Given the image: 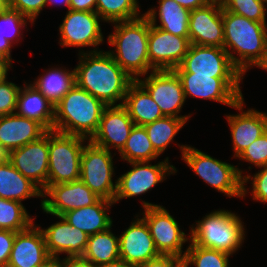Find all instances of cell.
<instances>
[{"label": "cell", "mask_w": 267, "mask_h": 267, "mask_svg": "<svg viewBox=\"0 0 267 267\" xmlns=\"http://www.w3.org/2000/svg\"><path fill=\"white\" fill-rule=\"evenodd\" d=\"M75 69L76 85L106 106L123 105L129 85L134 81L107 51H79ZM122 100V101H121ZM120 102L117 104V102Z\"/></svg>", "instance_id": "cell-1"}, {"label": "cell", "mask_w": 267, "mask_h": 267, "mask_svg": "<svg viewBox=\"0 0 267 267\" xmlns=\"http://www.w3.org/2000/svg\"><path fill=\"white\" fill-rule=\"evenodd\" d=\"M223 48L243 74L262 57L267 45V24L223 9ZM236 53V54H233ZM238 55V56H234Z\"/></svg>", "instance_id": "cell-2"}, {"label": "cell", "mask_w": 267, "mask_h": 267, "mask_svg": "<svg viewBox=\"0 0 267 267\" xmlns=\"http://www.w3.org/2000/svg\"><path fill=\"white\" fill-rule=\"evenodd\" d=\"M113 24L114 33L109 34L107 40L109 45L116 48L107 52L120 67L134 80L154 71L148 58V19L142 15L134 20Z\"/></svg>", "instance_id": "cell-3"}, {"label": "cell", "mask_w": 267, "mask_h": 267, "mask_svg": "<svg viewBox=\"0 0 267 267\" xmlns=\"http://www.w3.org/2000/svg\"><path fill=\"white\" fill-rule=\"evenodd\" d=\"M105 107L98 98L75 85L54 106L53 130L90 140Z\"/></svg>", "instance_id": "cell-4"}, {"label": "cell", "mask_w": 267, "mask_h": 267, "mask_svg": "<svg viewBox=\"0 0 267 267\" xmlns=\"http://www.w3.org/2000/svg\"><path fill=\"white\" fill-rule=\"evenodd\" d=\"M241 218L228 210H215L190 227V241L204 248L233 255L245 239Z\"/></svg>", "instance_id": "cell-5"}, {"label": "cell", "mask_w": 267, "mask_h": 267, "mask_svg": "<svg viewBox=\"0 0 267 267\" xmlns=\"http://www.w3.org/2000/svg\"><path fill=\"white\" fill-rule=\"evenodd\" d=\"M182 160L203 182L227 197L243 198V171L188 145H179Z\"/></svg>", "instance_id": "cell-6"}, {"label": "cell", "mask_w": 267, "mask_h": 267, "mask_svg": "<svg viewBox=\"0 0 267 267\" xmlns=\"http://www.w3.org/2000/svg\"><path fill=\"white\" fill-rule=\"evenodd\" d=\"M88 139L48 131L49 166L47 188L50 185L67 183L80 179V166L84 143Z\"/></svg>", "instance_id": "cell-7"}, {"label": "cell", "mask_w": 267, "mask_h": 267, "mask_svg": "<svg viewBox=\"0 0 267 267\" xmlns=\"http://www.w3.org/2000/svg\"><path fill=\"white\" fill-rule=\"evenodd\" d=\"M112 157L111 151L99 147L89 140L85 143L82 151L80 180L100 198L114 202L117 180L114 184Z\"/></svg>", "instance_id": "cell-8"}, {"label": "cell", "mask_w": 267, "mask_h": 267, "mask_svg": "<svg viewBox=\"0 0 267 267\" xmlns=\"http://www.w3.org/2000/svg\"><path fill=\"white\" fill-rule=\"evenodd\" d=\"M142 207L144 209L142 218L149 228L159 253L184 258L186 251L182 250L183 245L190 241V235L187 237L165 207L145 200L142 201Z\"/></svg>", "instance_id": "cell-9"}, {"label": "cell", "mask_w": 267, "mask_h": 267, "mask_svg": "<svg viewBox=\"0 0 267 267\" xmlns=\"http://www.w3.org/2000/svg\"><path fill=\"white\" fill-rule=\"evenodd\" d=\"M176 73H194L211 78H243L224 48L191 44Z\"/></svg>", "instance_id": "cell-10"}, {"label": "cell", "mask_w": 267, "mask_h": 267, "mask_svg": "<svg viewBox=\"0 0 267 267\" xmlns=\"http://www.w3.org/2000/svg\"><path fill=\"white\" fill-rule=\"evenodd\" d=\"M150 74V75H149ZM137 81L148 91L164 116L188 121L192 114L178 115L186 101L182 82L174 70H154Z\"/></svg>", "instance_id": "cell-11"}, {"label": "cell", "mask_w": 267, "mask_h": 267, "mask_svg": "<svg viewBox=\"0 0 267 267\" xmlns=\"http://www.w3.org/2000/svg\"><path fill=\"white\" fill-rule=\"evenodd\" d=\"M183 86L185 99H209L229 107L243 98L240 82L244 78H211V76L194 75V73H176Z\"/></svg>", "instance_id": "cell-12"}, {"label": "cell", "mask_w": 267, "mask_h": 267, "mask_svg": "<svg viewBox=\"0 0 267 267\" xmlns=\"http://www.w3.org/2000/svg\"><path fill=\"white\" fill-rule=\"evenodd\" d=\"M129 163L133 168L117 178L114 203L124 198L145 194L158 183L164 181L166 175L177 173L175 166L169 164L168 157L155 165L150 164V161Z\"/></svg>", "instance_id": "cell-13"}, {"label": "cell", "mask_w": 267, "mask_h": 267, "mask_svg": "<svg viewBox=\"0 0 267 267\" xmlns=\"http://www.w3.org/2000/svg\"><path fill=\"white\" fill-rule=\"evenodd\" d=\"M100 21L103 20L96 12L68 10L59 26L60 46H93V50L86 52H97L96 47L104 41Z\"/></svg>", "instance_id": "cell-14"}, {"label": "cell", "mask_w": 267, "mask_h": 267, "mask_svg": "<svg viewBox=\"0 0 267 267\" xmlns=\"http://www.w3.org/2000/svg\"><path fill=\"white\" fill-rule=\"evenodd\" d=\"M42 198L41 207L43 212L53 216H62L68 211L93 205L101 199L80 179L50 185L42 193Z\"/></svg>", "instance_id": "cell-15"}, {"label": "cell", "mask_w": 267, "mask_h": 267, "mask_svg": "<svg viewBox=\"0 0 267 267\" xmlns=\"http://www.w3.org/2000/svg\"><path fill=\"white\" fill-rule=\"evenodd\" d=\"M6 158L42 193L47 189L49 150L48 131L38 140L11 151Z\"/></svg>", "instance_id": "cell-16"}, {"label": "cell", "mask_w": 267, "mask_h": 267, "mask_svg": "<svg viewBox=\"0 0 267 267\" xmlns=\"http://www.w3.org/2000/svg\"><path fill=\"white\" fill-rule=\"evenodd\" d=\"M190 45L189 38L171 34L150 24L148 58L155 70H174L179 67Z\"/></svg>", "instance_id": "cell-17"}, {"label": "cell", "mask_w": 267, "mask_h": 267, "mask_svg": "<svg viewBox=\"0 0 267 267\" xmlns=\"http://www.w3.org/2000/svg\"><path fill=\"white\" fill-rule=\"evenodd\" d=\"M189 40L191 44L223 48V9L220 1L190 11Z\"/></svg>", "instance_id": "cell-18"}, {"label": "cell", "mask_w": 267, "mask_h": 267, "mask_svg": "<svg viewBox=\"0 0 267 267\" xmlns=\"http://www.w3.org/2000/svg\"><path fill=\"white\" fill-rule=\"evenodd\" d=\"M134 122L123 105L106 106L99 127L90 141L99 147L120 152L126 144Z\"/></svg>", "instance_id": "cell-19"}, {"label": "cell", "mask_w": 267, "mask_h": 267, "mask_svg": "<svg viewBox=\"0 0 267 267\" xmlns=\"http://www.w3.org/2000/svg\"><path fill=\"white\" fill-rule=\"evenodd\" d=\"M119 236L120 259L128 264L140 266L161 254L157 250L149 228L138 215Z\"/></svg>", "instance_id": "cell-20"}, {"label": "cell", "mask_w": 267, "mask_h": 267, "mask_svg": "<svg viewBox=\"0 0 267 267\" xmlns=\"http://www.w3.org/2000/svg\"><path fill=\"white\" fill-rule=\"evenodd\" d=\"M239 114L226 115L231 131L234 157H238L248 146L267 131V113L248 109L243 111L244 98L234 106Z\"/></svg>", "instance_id": "cell-21"}, {"label": "cell", "mask_w": 267, "mask_h": 267, "mask_svg": "<svg viewBox=\"0 0 267 267\" xmlns=\"http://www.w3.org/2000/svg\"><path fill=\"white\" fill-rule=\"evenodd\" d=\"M46 132L39 122L17 113L0 116V156L38 140Z\"/></svg>", "instance_id": "cell-22"}, {"label": "cell", "mask_w": 267, "mask_h": 267, "mask_svg": "<svg viewBox=\"0 0 267 267\" xmlns=\"http://www.w3.org/2000/svg\"><path fill=\"white\" fill-rule=\"evenodd\" d=\"M49 257L41 227L33 222L16 232L7 267H36Z\"/></svg>", "instance_id": "cell-23"}, {"label": "cell", "mask_w": 267, "mask_h": 267, "mask_svg": "<svg viewBox=\"0 0 267 267\" xmlns=\"http://www.w3.org/2000/svg\"><path fill=\"white\" fill-rule=\"evenodd\" d=\"M60 222H56L46 229L41 228L46 248L50 256L59 257L65 253L67 256H82L89 235L71 226L62 216H57Z\"/></svg>", "instance_id": "cell-24"}, {"label": "cell", "mask_w": 267, "mask_h": 267, "mask_svg": "<svg viewBox=\"0 0 267 267\" xmlns=\"http://www.w3.org/2000/svg\"><path fill=\"white\" fill-rule=\"evenodd\" d=\"M114 202L101 198L97 203L68 211L62 217L73 227H77L87 235H94L112 227L113 221L108 215Z\"/></svg>", "instance_id": "cell-25"}, {"label": "cell", "mask_w": 267, "mask_h": 267, "mask_svg": "<svg viewBox=\"0 0 267 267\" xmlns=\"http://www.w3.org/2000/svg\"><path fill=\"white\" fill-rule=\"evenodd\" d=\"M158 11L151 8L144 13L149 23L171 34L189 38L190 10L182 7L174 0H159ZM157 15L160 24L157 25Z\"/></svg>", "instance_id": "cell-26"}, {"label": "cell", "mask_w": 267, "mask_h": 267, "mask_svg": "<svg viewBox=\"0 0 267 267\" xmlns=\"http://www.w3.org/2000/svg\"><path fill=\"white\" fill-rule=\"evenodd\" d=\"M0 197L22 203L27 198H42V191L24 177L6 156H0Z\"/></svg>", "instance_id": "cell-27"}, {"label": "cell", "mask_w": 267, "mask_h": 267, "mask_svg": "<svg viewBox=\"0 0 267 267\" xmlns=\"http://www.w3.org/2000/svg\"><path fill=\"white\" fill-rule=\"evenodd\" d=\"M20 88L16 113L39 122L47 131L53 130L54 106L31 84Z\"/></svg>", "instance_id": "cell-28"}, {"label": "cell", "mask_w": 267, "mask_h": 267, "mask_svg": "<svg viewBox=\"0 0 267 267\" xmlns=\"http://www.w3.org/2000/svg\"><path fill=\"white\" fill-rule=\"evenodd\" d=\"M123 106L134 124L138 126H144L164 117L151 95L137 80L129 85Z\"/></svg>", "instance_id": "cell-29"}, {"label": "cell", "mask_w": 267, "mask_h": 267, "mask_svg": "<svg viewBox=\"0 0 267 267\" xmlns=\"http://www.w3.org/2000/svg\"><path fill=\"white\" fill-rule=\"evenodd\" d=\"M31 83L50 103L55 106L76 85L75 69L52 67Z\"/></svg>", "instance_id": "cell-30"}, {"label": "cell", "mask_w": 267, "mask_h": 267, "mask_svg": "<svg viewBox=\"0 0 267 267\" xmlns=\"http://www.w3.org/2000/svg\"><path fill=\"white\" fill-rule=\"evenodd\" d=\"M111 227L88 237L82 257L94 266L120 259L119 236L111 232Z\"/></svg>", "instance_id": "cell-31"}, {"label": "cell", "mask_w": 267, "mask_h": 267, "mask_svg": "<svg viewBox=\"0 0 267 267\" xmlns=\"http://www.w3.org/2000/svg\"><path fill=\"white\" fill-rule=\"evenodd\" d=\"M27 21L31 22L16 10L6 6L0 9V55L11 63H13L11 47L13 43L19 42V38H22L20 37V35H23L21 30L25 26L27 28Z\"/></svg>", "instance_id": "cell-32"}, {"label": "cell", "mask_w": 267, "mask_h": 267, "mask_svg": "<svg viewBox=\"0 0 267 267\" xmlns=\"http://www.w3.org/2000/svg\"><path fill=\"white\" fill-rule=\"evenodd\" d=\"M119 154L120 158L128 163L151 161L160 156L154 150L144 126L138 125H134L132 128L126 144Z\"/></svg>", "instance_id": "cell-33"}, {"label": "cell", "mask_w": 267, "mask_h": 267, "mask_svg": "<svg viewBox=\"0 0 267 267\" xmlns=\"http://www.w3.org/2000/svg\"><path fill=\"white\" fill-rule=\"evenodd\" d=\"M187 121L173 116H164L154 122L144 125L154 150L161 155L168 145L173 142L179 130Z\"/></svg>", "instance_id": "cell-34"}, {"label": "cell", "mask_w": 267, "mask_h": 267, "mask_svg": "<svg viewBox=\"0 0 267 267\" xmlns=\"http://www.w3.org/2000/svg\"><path fill=\"white\" fill-rule=\"evenodd\" d=\"M138 0H96V13L103 22L116 23L141 17ZM141 14V15H140Z\"/></svg>", "instance_id": "cell-35"}, {"label": "cell", "mask_w": 267, "mask_h": 267, "mask_svg": "<svg viewBox=\"0 0 267 267\" xmlns=\"http://www.w3.org/2000/svg\"><path fill=\"white\" fill-rule=\"evenodd\" d=\"M27 212L21 202L0 197V229L15 232L27 229L34 222Z\"/></svg>", "instance_id": "cell-36"}, {"label": "cell", "mask_w": 267, "mask_h": 267, "mask_svg": "<svg viewBox=\"0 0 267 267\" xmlns=\"http://www.w3.org/2000/svg\"><path fill=\"white\" fill-rule=\"evenodd\" d=\"M230 254L215 249L204 248L190 241L183 258L184 267H229Z\"/></svg>", "instance_id": "cell-37"}, {"label": "cell", "mask_w": 267, "mask_h": 267, "mask_svg": "<svg viewBox=\"0 0 267 267\" xmlns=\"http://www.w3.org/2000/svg\"><path fill=\"white\" fill-rule=\"evenodd\" d=\"M222 9L244 16L255 22L266 23L264 0H220Z\"/></svg>", "instance_id": "cell-38"}, {"label": "cell", "mask_w": 267, "mask_h": 267, "mask_svg": "<svg viewBox=\"0 0 267 267\" xmlns=\"http://www.w3.org/2000/svg\"><path fill=\"white\" fill-rule=\"evenodd\" d=\"M237 158L256 167L267 166V131L248 146Z\"/></svg>", "instance_id": "cell-39"}, {"label": "cell", "mask_w": 267, "mask_h": 267, "mask_svg": "<svg viewBox=\"0 0 267 267\" xmlns=\"http://www.w3.org/2000/svg\"><path fill=\"white\" fill-rule=\"evenodd\" d=\"M263 168L262 170H258L257 173H255L253 176L246 175L243 177V198L249 191L246 188V183H251L252 189H251V195L252 199L255 201H260L263 203H267V166L259 167ZM253 177V178H252ZM252 179V180H251Z\"/></svg>", "instance_id": "cell-40"}, {"label": "cell", "mask_w": 267, "mask_h": 267, "mask_svg": "<svg viewBox=\"0 0 267 267\" xmlns=\"http://www.w3.org/2000/svg\"><path fill=\"white\" fill-rule=\"evenodd\" d=\"M20 88L6 79L0 83V116L16 113Z\"/></svg>", "instance_id": "cell-41"}, {"label": "cell", "mask_w": 267, "mask_h": 267, "mask_svg": "<svg viewBox=\"0 0 267 267\" xmlns=\"http://www.w3.org/2000/svg\"><path fill=\"white\" fill-rule=\"evenodd\" d=\"M45 1L46 0H5V6L18 11L33 24L41 10L46 6Z\"/></svg>", "instance_id": "cell-42"}, {"label": "cell", "mask_w": 267, "mask_h": 267, "mask_svg": "<svg viewBox=\"0 0 267 267\" xmlns=\"http://www.w3.org/2000/svg\"><path fill=\"white\" fill-rule=\"evenodd\" d=\"M16 232L0 229V267H7Z\"/></svg>", "instance_id": "cell-43"}, {"label": "cell", "mask_w": 267, "mask_h": 267, "mask_svg": "<svg viewBox=\"0 0 267 267\" xmlns=\"http://www.w3.org/2000/svg\"><path fill=\"white\" fill-rule=\"evenodd\" d=\"M138 267H184V262L183 258L176 255L161 254Z\"/></svg>", "instance_id": "cell-44"}, {"label": "cell", "mask_w": 267, "mask_h": 267, "mask_svg": "<svg viewBox=\"0 0 267 267\" xmlns=\"http://www.w3.org/2000/svg\"><path fill=\"white\" fill-rule=\"evenodd\" d=\"M61 267H97L82 256H66L61 260Z\"/></svg>", "instance_id": "cell-45"}, {"label": "cell", "mask_w": 267, "mask_h": 267, "mask_svg": "<svg viewBox=\"0 0 267 267\" xmlns=\"http://www.w3.org/2000/svg\"><path fill=\"white\" fill-rule=\"evenodd\" d=\"M69 10L95 12L96 0H70Z\"/></svg>", "instance_id": "cell-46"}, {"label": "cell", "mask_w": 267, "mask_h": 267, "mask_svg": "<svg viewBox=\"0 0 267 267\" xmlns=\"http://www.w3.org/2000/svg\"><path fill=\"white\" fill-rule=\"evenodd\" d=\"M182 7L188 10H195L196 8L203 7L207 5L211 0H174Z\"/></svg>", "instance_id": "cell-47"}, {"label": "cell", "mask_w": 267, "mask_h": 267, "mask_svg": "<svg viewBox=\"0 0 267 267\" xmlns=\"http://www.w3.org/2000/svg\"><path fill=\"white\" fill-rule=\"evenodd\" d=\"M36 267H61L60 257L50 256L42 264L37 265Z\"/></svg>", "instance_id": "cell-48"}, {"label": "cell", "mask_w": 267, "mask_h": 267, "mask_svg": "<svg viewBox=\"0 0 267 267\" xmlns=\"http://www.w3.org/2000/svg\"><path fill=\"white\" fill-rule=\"evenodd\" d=\"M13 67L12 63L9 61H0V83L7 79V72Z\"/></svg>", "instance_id": "cell-49"}, {"label": "cell", "mask_w": 267, "mask_h": 267, "mask_svg": "<svg viewBox=\"0 0 267 267\" xmlns=\"http://www.w3.org/2000/svg\"><path fill=\"white\" fill-rule=\"evenodd\" d=\"M97 267H137V266L128 264L124 260L118 259V260H116L114 262L102 264V265H99Z\"/></svg>", "instance_id": "cell-50"}, {"label": "cell", "mask_w": 267, "mask_h": 267, "mask_svg": "<svg viewBox=\"0 0 267 267\" xmlns=\"http://www.w3.org/2000/svg\"><path fill=\"white\" fill-rule=\"evenodd\" d=\"M256 67L262 68L267 71V45L265 47V51L262 54L260 60L255 64Z\"/></svg>", "instance_id": "cell-51"}, {"label": "cell", "mask_w": 267, "mask_h": 267, "mask_svg": "<svg viewBox=\"0 0 267 267\" xmlns=\"http://www.w3.org/2000/svg\"><path fill=\"white\" fill-rule=\"evenodd\" d=\"M47 3L49 4H55V5H65V7H68V10L70 8V0H46L45 1V5H47Z\"/></svg>", "instance_id": "cell-52"}, {"label": "cell", "mask_w": 267, "mask_h": 267, "mask_svg": "<svg viewBox=\"0 0 267 267\" xmlns=\"http://www.w3.org/2000/svg\"><path fill=\"white\" fill-rule=\"evenodd\" d=\"M5 6V0H0V9Z\"/></svg>", "instance_id": "cell-53"}, {"label": "cell", "mask_w": 267, "mask_h": 267, "mask_svg": "<svg viewBox=\"0 0 267 267\" xmlns=\"http://www.w3.org/2000/svg\"><path fill=\"white\" fill-rule=\"evenodd\" d=\"M0 61H8L7 59H4V58H2L1 57V55H0Z\"/></svg>", "instance_id": "cell-54"}]
</instances>
